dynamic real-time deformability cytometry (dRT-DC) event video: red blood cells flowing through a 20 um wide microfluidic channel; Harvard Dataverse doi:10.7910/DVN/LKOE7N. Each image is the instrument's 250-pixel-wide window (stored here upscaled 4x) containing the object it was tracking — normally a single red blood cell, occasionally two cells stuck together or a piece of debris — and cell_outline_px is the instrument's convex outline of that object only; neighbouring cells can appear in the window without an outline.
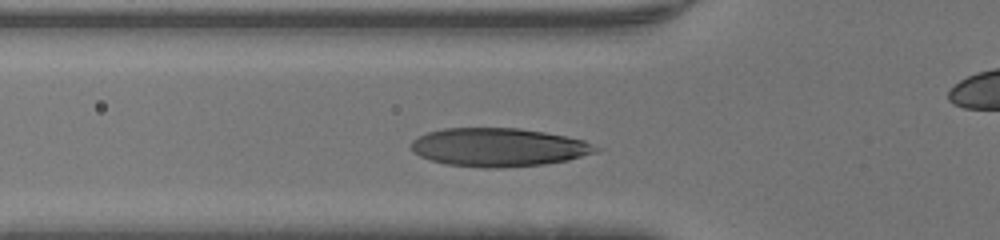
{"species": "human", "species_latin": "Homo sapiens", "temperature_condition": "warm", "stored_images_in_passage": 30, "camera_frame_rate_fps": 3000, "um_per_image_px": 0.085, "donor": {"sex": "male"}, "frame": {"image": 1, "passage_image": 8, "time_ms": 2.333, "image_size_px": [1000, 240], "cell_outline_px": [[604, 148], [600, 152], [568, 160], [544, 164], [500, 168], [484, 168], [444, 164], [420, 156], [412, 152], [412, 140], [428, 132], [444, 128], [520, 128], [544, 132], [584, 140]], "centroid_in_image_um": [42.43, 12.52], "position_along_channel_um": 83.4, "area_um2": 41.62}}
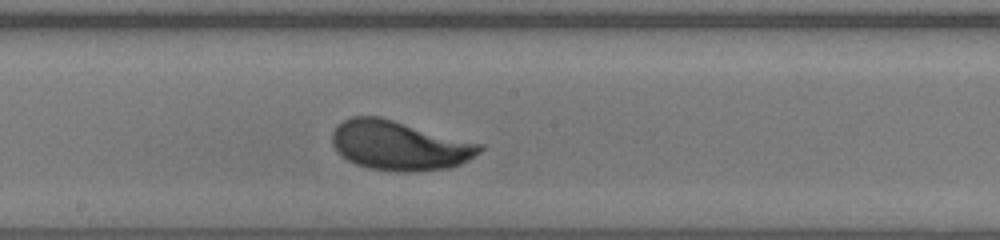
{"frame": {"image": 2, "passage_image": 17, "time_ms": 5.333, "image_size_px": [1000, 240], "cell_outline_px": [[484, 148], [480, 152], [468, 160], [460, 164], [448, 168], [416, 172], [396, 172], [368, 168], [356, 164], [340, 156], [336, 152], [332, 144], [332, 132], [344, 120], [352, 116], [380, 116], [484, 144]], "centroid_in_image_um": [33.95, 12.37], "position_along_channel_um": 214.2, "area_um2": 42.89}}
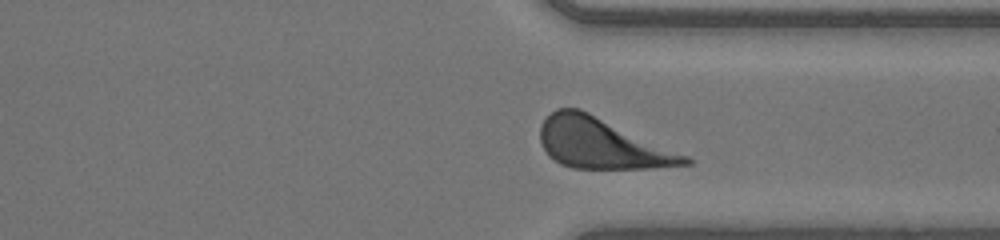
{"frame": {"image": 3, "passage_image": 27, "time_ms": 8.667, "image_size_px": [1000, 240], "cell_outline_px": [[692, 164], [652, 168], [572, 168], [560, 164], [548, 156], [540, 144], [540, 124], [556, 108], [580, 108], [688, 156], [692, 160]], "centroid_in_image_um": [51.11, 12.19], "position_along_channel_um": 360.3, "area_um2": 42.31}}